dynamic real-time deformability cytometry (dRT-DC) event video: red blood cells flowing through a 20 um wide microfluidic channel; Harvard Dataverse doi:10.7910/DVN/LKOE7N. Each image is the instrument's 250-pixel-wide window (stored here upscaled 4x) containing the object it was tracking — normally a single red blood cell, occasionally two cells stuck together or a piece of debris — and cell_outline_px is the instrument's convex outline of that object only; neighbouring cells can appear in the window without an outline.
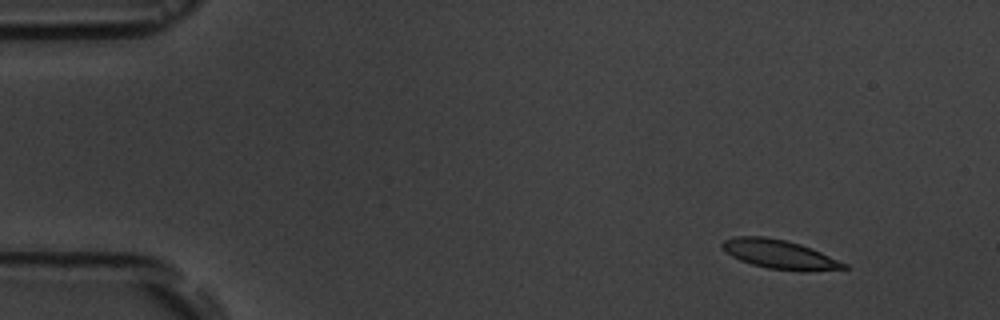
{"species": "common noctule bat (a hibernating species)", "species_latin": "Nyctalus noctula", "temperature_condition": "room temperature", "stored_images_in_passage": 5, "camera_frame_rate_fps": 3000, "um_per_image_px": 0.085, "animal": {"sex": "male", "body_mass_g": 19.5, "forearm_length_mm": 54.6}, "frame": {"image": 1, "passage_image": 2, "time_ms": 1.333, "image_size_px": [1000, 320], "cell_outline_px": [[848, 268], [768, 268], [752, 264], [740, 260], [732, 256], [720, 244], [724, 240], [736, 236], [764, 236], [784, 240], [800, 244], [812, 248], [848, 264]], "centroid_in_image_um": [66.16, 21.55], "position_along_channel_um": 18.8, "area_um2": 19.31}}
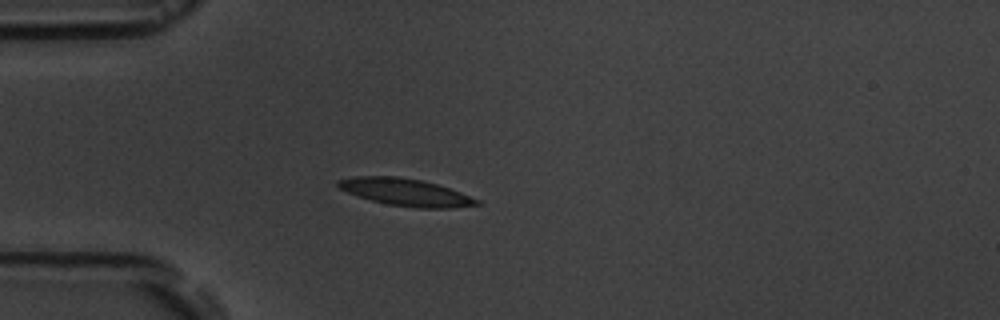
{"frame": {"image": 2, "passage_image": 5, "time_ms": 4.667, "image_size_px": [1000, 320], "cell_outline_px": [[480, 204], [452, 208], [416, 208], [388, 204], [356, 196], [340, 188], [336, 184], [336, 180], [356, 176], [396, 176], [420, 180], [436, 184], [460, 192], [480, 200]], "centroid_in_image_um": [34.46, 16.34], "position_along_channel_um": 50.5, "area_um2": 21.85}}